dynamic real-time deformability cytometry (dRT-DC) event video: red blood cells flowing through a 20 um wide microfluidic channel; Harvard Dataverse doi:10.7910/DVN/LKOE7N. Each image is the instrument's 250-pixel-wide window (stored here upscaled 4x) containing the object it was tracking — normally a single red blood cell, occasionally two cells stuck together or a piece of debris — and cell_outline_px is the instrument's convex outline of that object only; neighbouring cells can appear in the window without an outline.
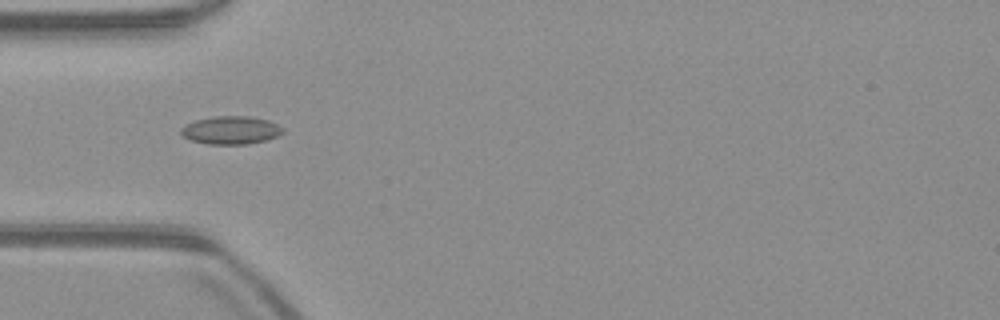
{"species": "common noctule bat (a hibernating species)", "species_latin": "Nyctalus noctula", "temperature_condition": "warm", "stored_images_in_passage": 49, "camera_frame_rate_fps": 3000, "um_per_image_px": 0.085, "animal": {"sex": "male", "body_mass_g": 23.1, "forearm_length_mm": 52.7}, "frame": {"image": 1, "passage_image": 13, "time_ms": 4.0, "image_size_px": [1000, 320], "cell_outline_px": [[284, 132], [268, 140], [248, 144], [208, 144], [188, 140], [180, 132], [180, 128], [196, 120], [212, 116], [252, 116], [268, 120], [284, 128]], "centroid_in_image_um": [19.63, 11.07], "position_along_channel_um": 65.4, "area_um2": 16.76}}
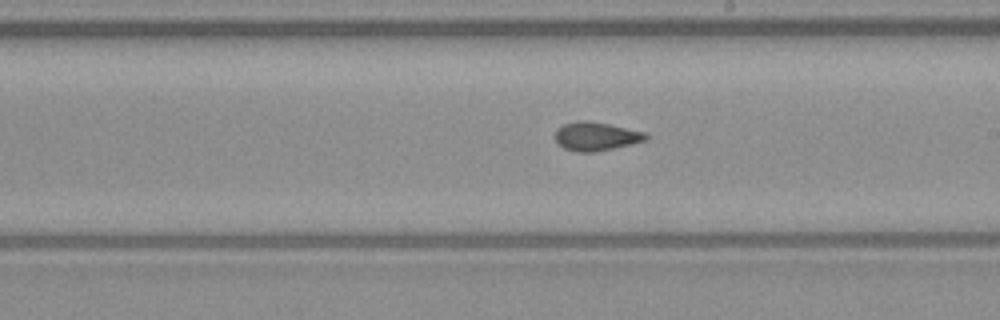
{"frame": {"image": 2, "passage_image": 26, "time_ms": 8.333, "image_size_px": [1000, 320], "cell_outline_px": [[648, 140], [596, 152], [576, 152], [564, 148], [556, 140], [556, 128], [564, 124], [576, 120], [588, 120], [608, 124], [644, 132], [648, 136]], "centroid_in_image_um": [50.65, 11.58], "position_along_channel_um": 238.3, "area_um2": 15.09}}
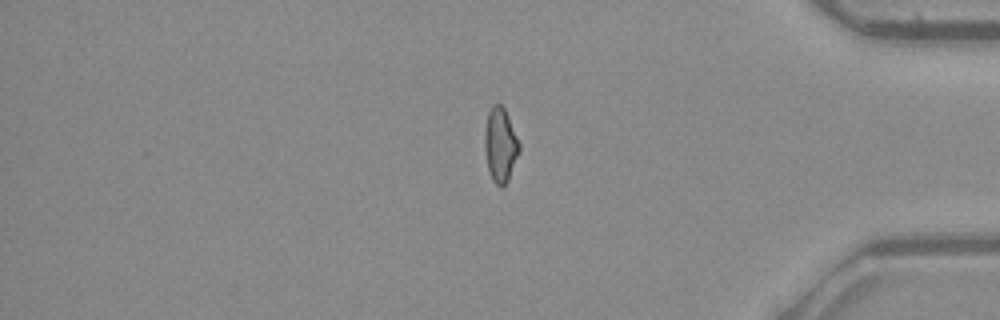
{"frame": {"image": 3, "passage_image": 40, "time_ms": 13.0, "image_size_px": [1000, 320], "cell_outline_px": [[520, 152], [508, 180], [500, 188], [492, 180], [488, 168], [484, 148], [484, 132], [488, 112], [492, 104], [500, 104], [504, 108], [508, 116], [520, 144]], "centroid_in_image_um": [42.52, 12.32], "position_along_channel_um": 392.7, "area_um2": 15.03}, "authors_computed_cell_mechanics": {"area_um2": 15.2592, "velocity_mm_per_s": 3.97, "shape_relaxation_time_tau1_ms": 5.179, "shape_relaxation_time_tau2_ms": 1.7555, "deformation_change_tau1": 0.1137, "deformation_change_tau2": 0.0824}}